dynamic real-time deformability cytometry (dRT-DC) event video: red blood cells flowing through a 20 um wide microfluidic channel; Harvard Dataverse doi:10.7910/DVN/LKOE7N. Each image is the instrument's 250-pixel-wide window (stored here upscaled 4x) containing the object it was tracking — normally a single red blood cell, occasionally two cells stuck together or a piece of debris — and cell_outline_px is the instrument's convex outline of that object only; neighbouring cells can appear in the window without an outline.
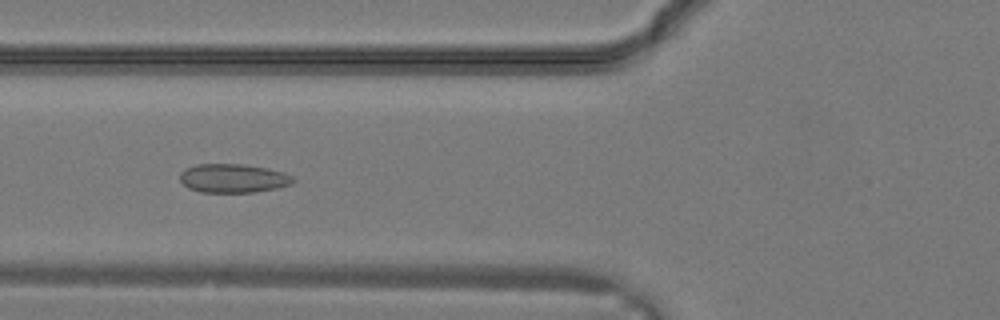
{"species": "common noctule bat (a hibernating species)", "species_latin": "Nyctalus noctula", "temperature_condition": "warm", "stored_images_in_passage": 21, "camera_frame_rate_fps": 3000, "um_per_image_px": 0.085, "animal": {"sex": "male", "body_mass_g": 19.2, "forearm_length_mm": 51.8}, "frame": {"image": 1, "passage_image": 12, "time_ms": 3.667, "image_size_px": [1000, 320], "cell_outline_px": [[296, 180], [292, 184], [276, 188], [256, 192], [200, 192], [188, 188], [180, 180], [180, 172], [184, 168], [196, 164], [244, 164], [268, 168], [284, 172], [292, 176]], "centroid_in_image_um": [19.82, 15.15], "position_along_channel_um": 106.0, "area_um2": 19.19}}
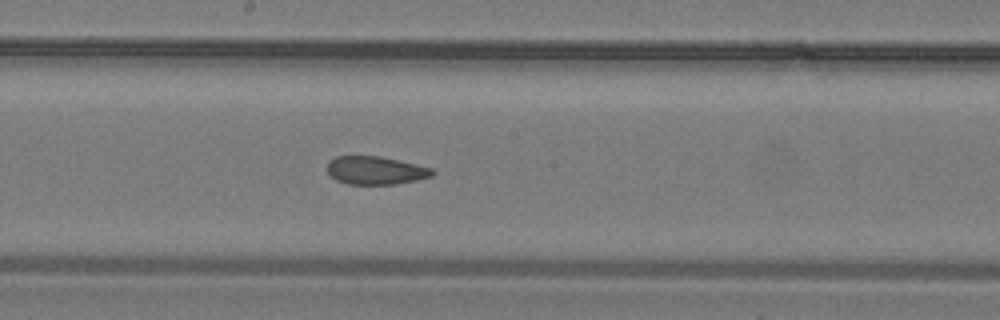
{"frame": {"image": 2, "passage_image": 17, "time_ms": 5.333, "image_size_px": [1000, 320], "cell_outline_px": [[436, 172], [432, 176], [416, 180], [396, 184], [348, 184], [336, 180], [328, 172], [328, 160], [336, 156], [380, 156], [432, 168]], "centroid_in_image_um": [31.92, 14.48], "position_along_channel_um": 216.3, "area_um2": 17.17}}
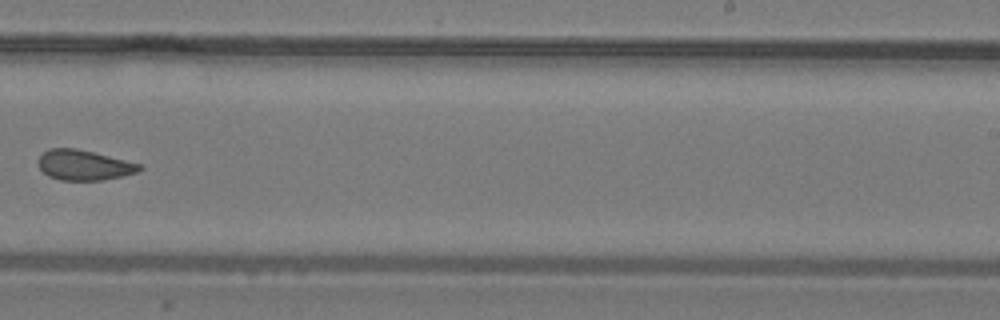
{"frame": {"image": 3, "passage_image": 20, "time_ms": 6.333, "image_size_px": [1000, 320], "cell_outline_px": [[144, 168], [140, 172], [100, 180], [60, 180], [48, 176], [40, 168], [36, 160], [48, 148], [76, 148], [140, 164]], "centroid_in_image_um": [7.11, 14.03], "position_along_channel_um": 281.9, "area_um2": 17.69}}